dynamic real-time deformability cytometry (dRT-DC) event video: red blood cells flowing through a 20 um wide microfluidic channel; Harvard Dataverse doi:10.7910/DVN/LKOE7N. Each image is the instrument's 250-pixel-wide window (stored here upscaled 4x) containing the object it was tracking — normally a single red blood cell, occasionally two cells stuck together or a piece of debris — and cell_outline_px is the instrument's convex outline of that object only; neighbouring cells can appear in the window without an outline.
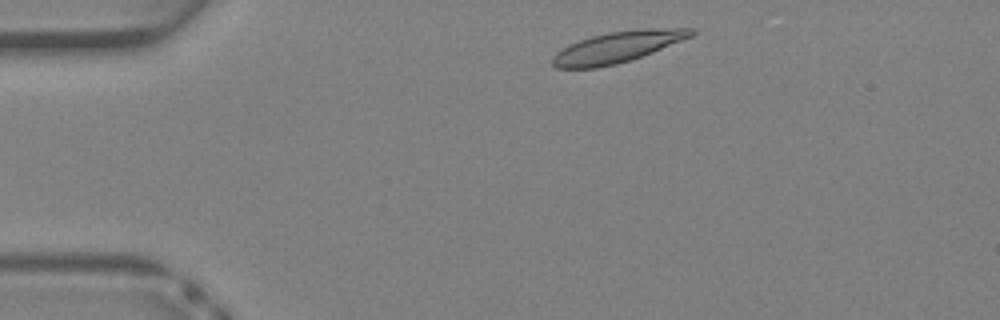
{"species": "Egyptian fruit bat (a non-hibernating species)", "species_latin": "Rousettus aegyptiacus", "temperature_condition": "warm", "stored_images_in_passage": 33, "camera_frame_rate_fps": 3000, "um_per_image_px": 0.085, "animal": {"sex": "female"}, "frame": {"image": 1, "passage_image": 2, "time_ms": 0.333, "image_size_px": [1000, 320], "cell_outline_px": [[696, 32], [692, 36], [652, 52], [616, 64], [596, 68], [556, 68], [552, 64], [552, 56], [556, 52], [568, 44], [592, 36], [608, 32], [640, 28], [696, 28]], "centroid_in_image_um": [52.46, 3.99], "position_along_channel_um": 32.5, "area_um2": 25.03}}
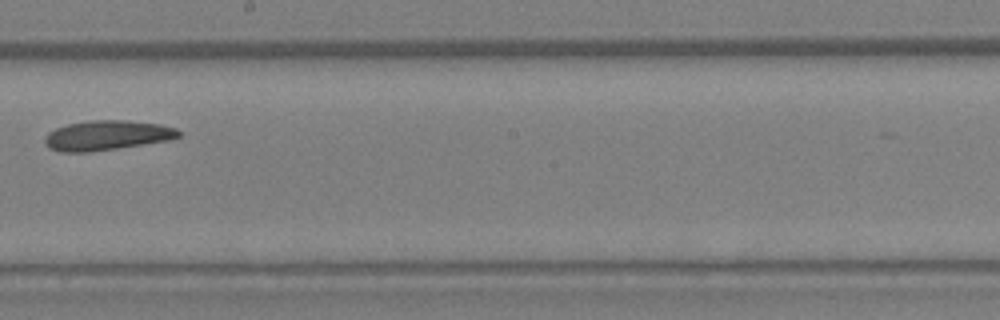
{"frame": {"image": 2, "passage_image": 17, "time_ms": 5.333, "image_size_px": [1000, 320], "cell_outline_px": [[184, 132], [180, 136], [172, 140], [88, 152], [60, 152], [48, 148], [44, 140], [48, 132], [56, 128], [68, 124], [92, 120], [124, 120], [160, 124], [176, 128]], "centroid_in_image_um": [9.13, 11.5], "position_along_channel_um": 239.1, "area_um2": 23.29}}
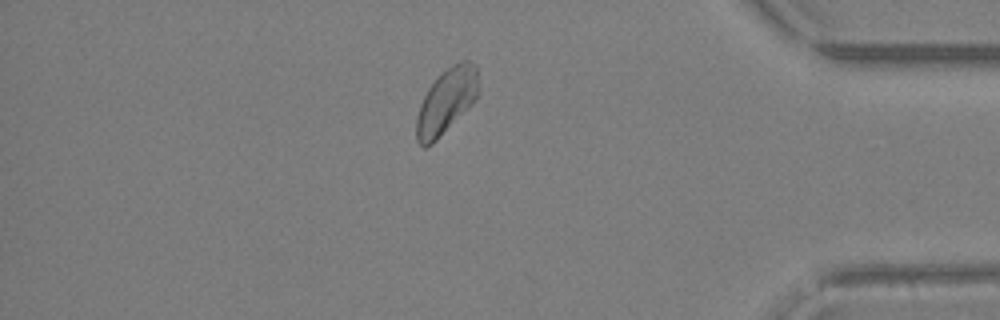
{"frame": {"image": 3, "passage_image": 28, "time_ms": 9.0, "image_size_px": [1000, 320], "cell_outline_px": [[476, 100], [432, 144], [424, 148], [416, 140], [416, 120], [420, 104], [428, 88], [440, 72], [444, 68], [460, 60], [468, 60], [476, 64]], "centroid_in_image_um": [37.9, 8.58], "position_along_channel_um": 397.3, "area_um2": 23.35}}